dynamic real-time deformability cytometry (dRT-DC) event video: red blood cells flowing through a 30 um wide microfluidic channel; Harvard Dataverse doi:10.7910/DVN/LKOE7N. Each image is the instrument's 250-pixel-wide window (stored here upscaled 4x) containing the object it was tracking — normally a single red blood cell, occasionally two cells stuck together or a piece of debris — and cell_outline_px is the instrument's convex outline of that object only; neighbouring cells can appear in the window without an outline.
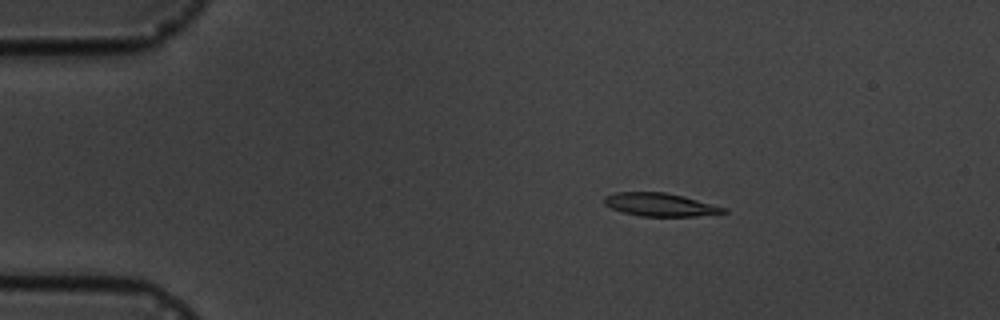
{"species": "common noctule bat (a hibernating species)", "species_latin": "Nyctalus noctula", "temperature_condition": "cold", "stored_images_in_passage": 5, "camera_frame_rate_fps": 3000, "um_per_image_px": 0.085, "animal": {"sex": "male", "body_mass_g": 19.5, "forearm_length_mm": 54.6}, "frame": {"image": 1, "passage_image": 3, "time_ms": 2.333, "image_size_px": [1000, 320], "cell_outline_px": [[728, 212], [696, 216], [640, 216], [624, 212], [612, 208], [604, 204], [604, 196], [616, 192], [664, 192], [684, 196], [728, 208]], "centroid_in_image_um": [56.13, 17.39], "position_along_channel_um": 28.9, "area_um2": 16.07}}
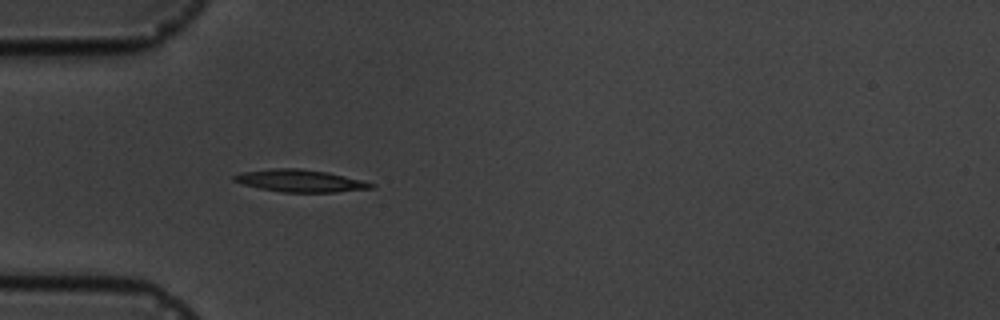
{"frame": {"image": 2, "passage_image": 5, "time_ms": 4.667, "image_size_px": [1000, 320], "cell_outline_px": [[376, 188], [336, 192], [284, 192], [260, 188], [244, 184], [232, 180], [232, 176], [240, 172], [276, 168], [300, 168], [328, 172], [364, 180], [376, 184]], "centroid_in_image_um": [25.57, 15.36], "position_along_channel_um": 59.4, "area_um2": 17.92}}